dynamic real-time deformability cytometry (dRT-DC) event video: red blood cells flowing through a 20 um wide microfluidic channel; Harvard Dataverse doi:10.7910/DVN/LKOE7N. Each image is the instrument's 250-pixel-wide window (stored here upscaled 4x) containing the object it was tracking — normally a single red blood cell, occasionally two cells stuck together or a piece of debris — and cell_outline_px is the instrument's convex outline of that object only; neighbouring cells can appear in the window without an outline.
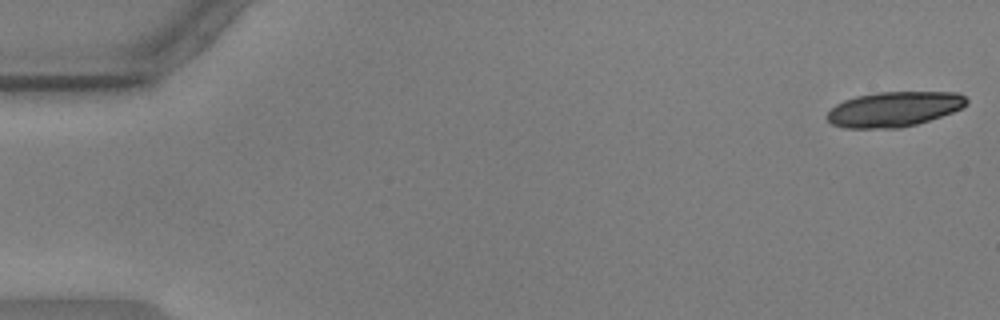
{"species": "common noctule bat (a hibernating species)", "species_latin": "Nyctalus noctula", "temperature_condition": "warm", "stored_images_in_passage": 20, "camera_frame_rate_fps": 3000, "um_per_image_px": 0.085, "animal": {"sex": "male", "body_mass_g": 17.9, "forearm_length_mm": 54.2}, "frame": {"image": 1, "passage_image": 1, "time_ms": 0.0, "image_size_px": [1000, 320], "cell_outline_px": [[968, 104], [952, 112], [916, 124], [900, 128], [844, 128], [832, 124], [824, 116], [836, 104], [844, 100], [856, 96], [876, 92], [960, 92], [968, 100]], "centroid_in_image_um": [75.97, 9.27], "position_along_channel_um": 9.0, "area_um2": 28.5}}
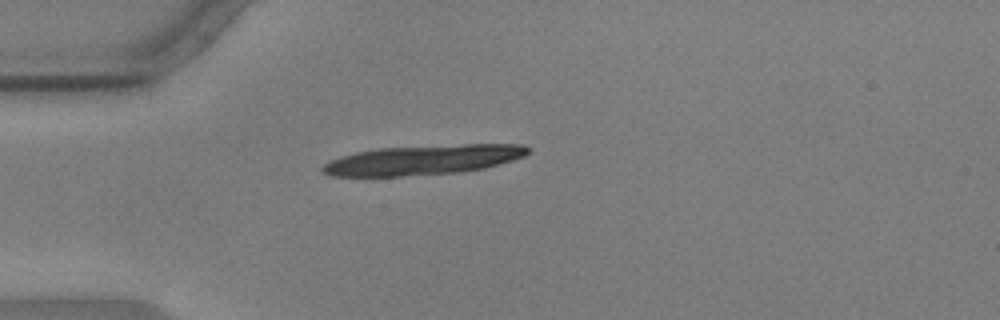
{"frame": {"image": 2, "passage_image": 15, "time_ms": 4.667, "image_size_px": [1000, 320], "cell_outline_px": [[528, 152], [524, 156], [512, 160], [484, 168], [456, 172], [400, 176], [332, 176], [320, 172], [320, 168], [328, 160], [340, 156], [356, 152], [380, 148], [464, 144], [524, 144], [528, 148]], "centroid_in_image_um": [35.9, 13.59], "position_along_channel_um": 49.1, "area_um2": 35.43}}